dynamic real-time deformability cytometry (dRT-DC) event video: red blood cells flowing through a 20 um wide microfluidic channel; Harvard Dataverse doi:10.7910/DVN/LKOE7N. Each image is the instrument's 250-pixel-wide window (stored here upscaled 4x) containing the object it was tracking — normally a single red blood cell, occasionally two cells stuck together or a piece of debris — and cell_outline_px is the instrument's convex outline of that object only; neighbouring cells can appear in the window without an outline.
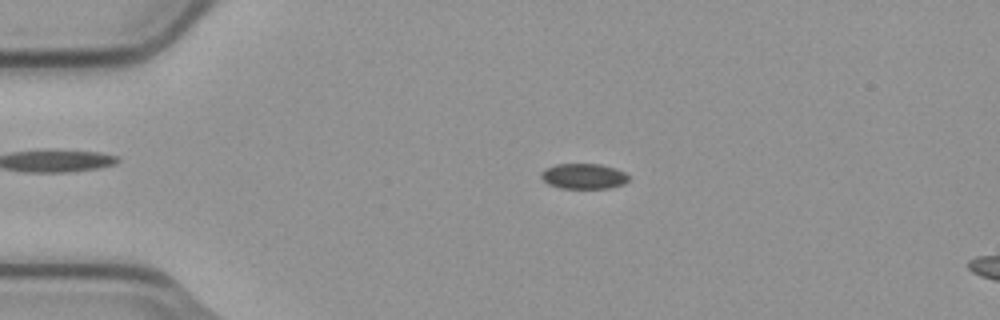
{"species": "common noctule bat (a hibernating species)", "species_latin": "Nyctalus noctula", "temperature_condition": "cold", "stored_images_in_passage": 3, "camera_frame_rate_fps": 3000, "um_per_image_px": 0.085, "animal": {"sex": "male", "body_mass_g": 23.1, "forearm_length_mm": 52.7}, "frame": {"image": 1, "passage_image": 2, "time_ms": 0.333, "image_size_px": [1000, 320], "cell_outline_px": [[628, 180], [624, 184], [608, 188], [560, 188], [548, 184], [540, 176], [540, 172], [544, 168], [556, 164], [600, 164], [624, 172], [628, 176]], "centroid_in_image_um": [49.56, 14.98], "position_along_channel_um": 35.4, "area_um2": 12.89}}